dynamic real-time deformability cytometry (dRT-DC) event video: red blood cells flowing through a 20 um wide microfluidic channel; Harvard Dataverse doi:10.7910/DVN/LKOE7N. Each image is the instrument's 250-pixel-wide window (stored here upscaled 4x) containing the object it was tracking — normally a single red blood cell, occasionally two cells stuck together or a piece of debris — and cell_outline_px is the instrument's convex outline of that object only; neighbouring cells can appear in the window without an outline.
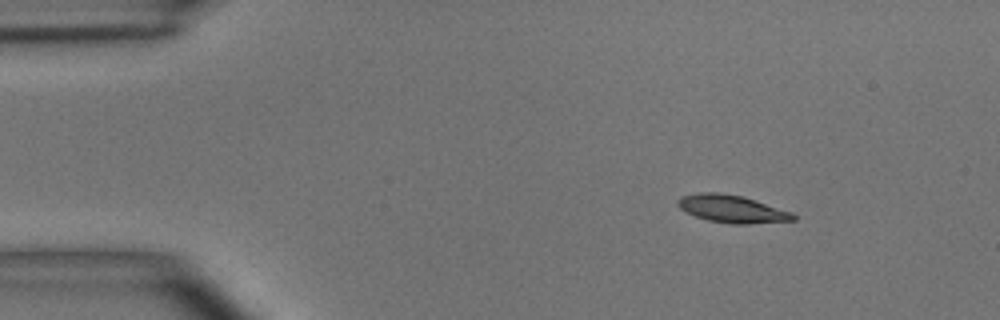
{"species": "common noctule bat (a hibernating species)", "species_latin": "Nyctalus noctula", "temperature_condition": "room temperature", "stored_images_in_passage": 4, "camera_frame_rate_fps": 3000, "um_per_image_px": 0.085, "animal": {"sex": "male", "body_mass_g": 15.6}, "frame": {"image": 1, "passage_image": 1, "time_ms": 0.0, "image_size_px": [1000, 320], "cell_outline_px": [[796, 220], [748, 224], [732, 224], [708, 220], [684, 212], [676, 204], [676, 200], [680, 196], [700, 192], [716, 192], [740, 196], [792, 212], [796, 216]], "centroid_in_image_um": [62.16, 17.76], "position_along_channel_um": 22.8, "area_um2": 18.44}}
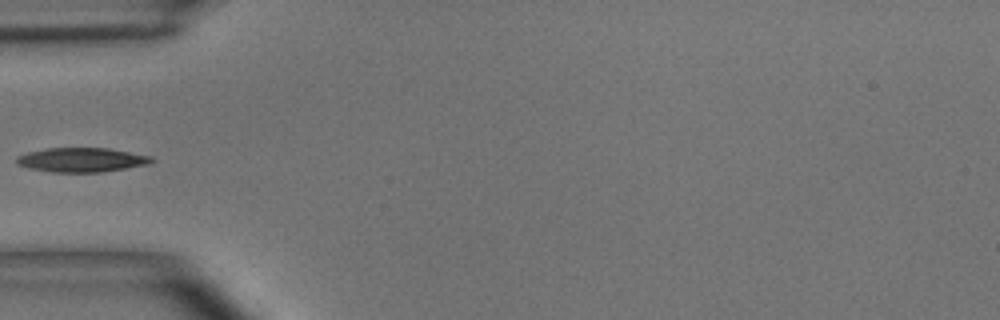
{"frame": {"image": 2, "passage_image": 4, "time_ms": 3.333, "image_size_px": [1000, 320], "cell_outline_px": [[156, 160], [148, 164], [104, 172], [52, 172], [28, 168], [16, 164], [16, 156], [28, 152], [48, 148], [108, 148], [152, 156]], "centroid_in_image_um": [6.94, 13.59], "position_along_channel_um": 78.1, "area_um2": 19.19}}